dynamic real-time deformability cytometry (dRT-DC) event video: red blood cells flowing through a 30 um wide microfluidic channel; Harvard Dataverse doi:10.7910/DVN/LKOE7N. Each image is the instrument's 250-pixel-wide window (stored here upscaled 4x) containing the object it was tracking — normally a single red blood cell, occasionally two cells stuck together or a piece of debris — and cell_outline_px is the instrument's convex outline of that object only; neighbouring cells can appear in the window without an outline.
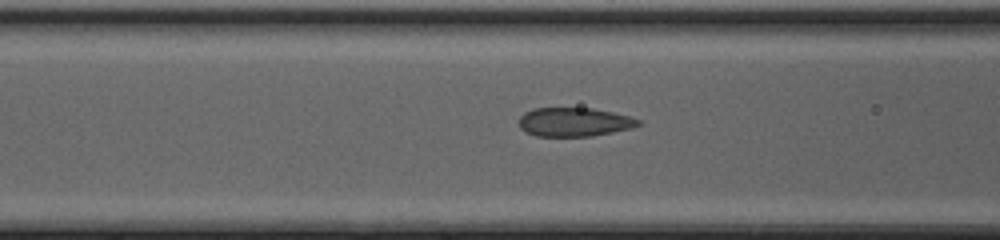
{"species": "common noctule bat (a hibernating species)", "species_latin": "Nyctalus noctula", "temperature_condition": "cold", "stored_images_in_passage": 29, "camera_frame_rate_fps": 3000, "um_per_image_px": 0.085, "animal": {"sex": "female", "body_mass_g": 20.0, "forearm_length_mm": 54.0}, "frame": {"image": 1, "passage_image": 9, "time_ms": 2.667, "image_size_px": [1000, 240], "cell_outline_px": [[644, 124], [632, 128], [592, 136], [536, 136], [524, 132], [520, 128], [520, 116], [524, 112], [532, 108], [592, 108], [632, 116], [640, 120]], "centroid_in_image_um": [48.83, 10.37], "position_along_channel_um": 117.8, "area_um2": 20.29}}
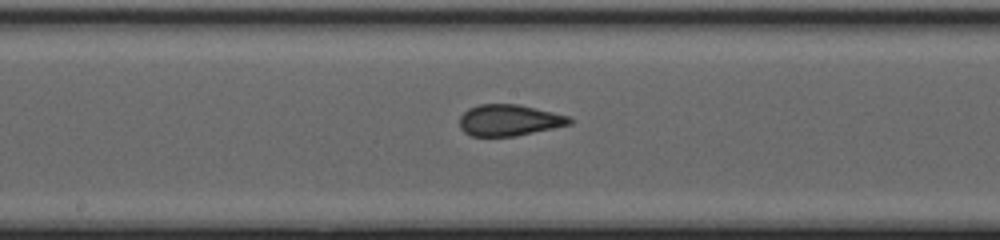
{"frame": {"image": 2, "passage_image": 15, "time_ms": 4.667, "image_size_px": [1000, 240], "cell_outline_px": [[572, 124], [516, 136], [472, 136], [464, 132], [460, 128], [460, 116], [468, 108], [480, 104], [516, 104], [552, 112], [568, 116], [572, 120]], "centroid_in_image_um": [43.26, 10.22], "position_along_channel_um": 204.9, "area_um2": 19.94}}
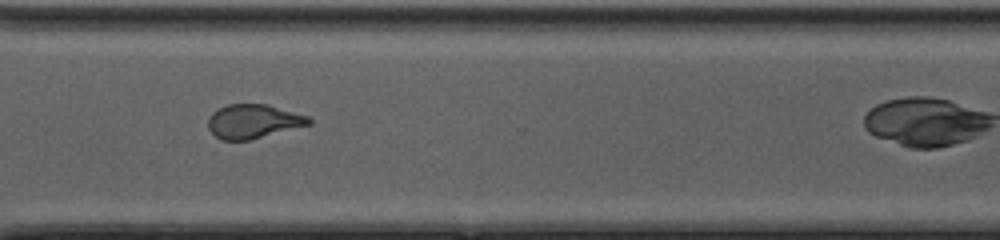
{"frame": {"image": 3, "passage_image": 25, "time_ms": 8.0, "image_size_px": [1000, 240], "cell_outline_px": [[312, 124], [248, 140], [220, 140], [208, 128], [208, 116], [212, 112], [228, 104], [268, 104], [308, 116], [312, 120]], "centroid_in_image_um": [21.53, 10.31], "position_along_channel_um": 349.1, "area_um2": 19.94}}